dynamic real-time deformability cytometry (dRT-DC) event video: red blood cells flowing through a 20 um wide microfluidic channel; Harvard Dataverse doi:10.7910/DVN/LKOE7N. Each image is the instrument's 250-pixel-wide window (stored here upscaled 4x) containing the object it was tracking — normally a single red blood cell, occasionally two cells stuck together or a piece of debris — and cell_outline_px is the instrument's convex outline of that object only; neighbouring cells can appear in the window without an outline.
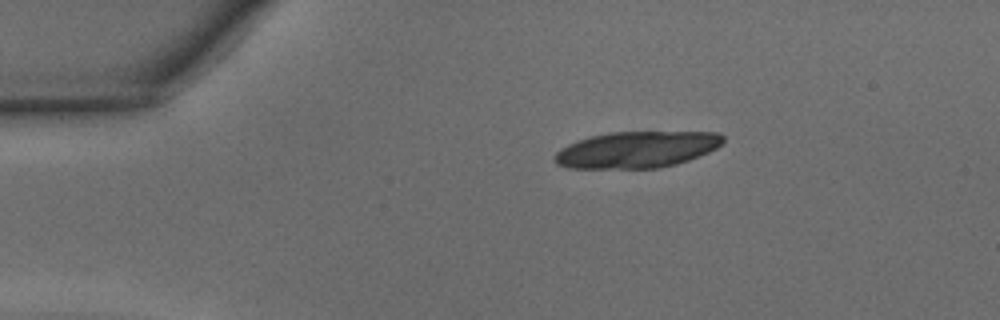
{"species": "common noctule bat (a hibernating species)", "species_latin": "Nyctalus noctula", "temperature_condition": "warm", "stored_images_in_passage": 38, "camera_frame_rate_fps": 3000, "um_per_image_px": 0.085, "animal": {"sex": "male", "body_mass_g": 15.6}, "frame": {"image": 1, "passage_image": 1, "time_ms": 0.0, "image_size_px": [1000, 320], "cell_outline_px": [[724, 140], [716, 148], [708, 152], [688, 160], [676, 164], [660, 168], [568, 168], [556, 164], [556, 152], [560, 148], [568, 144], [592, 136], [608, 132], [716, 132], [724, 136]], "centroid_in_image_um": [54.13, 12.72], "position_along_channel_um": 30.9, "area_um2": 35.55}}
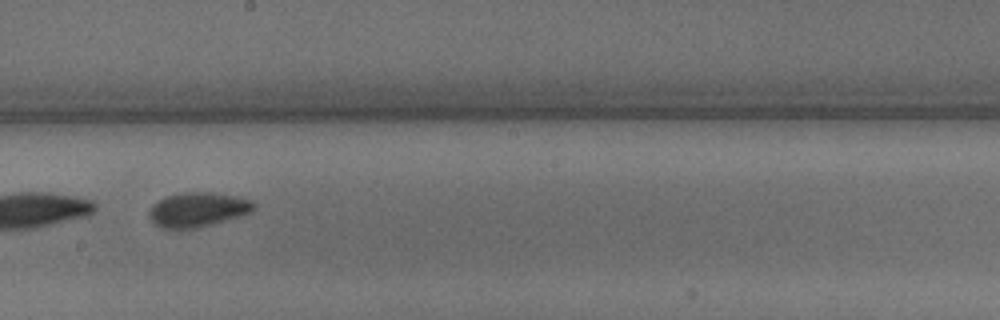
{"frame": {"image": 2, "passage_image": 19, "time_ms": 6.0, "image_size_px": [1000, 320], "cell_outline_px": [[256, 208], [252, 212], [240, 216], [212, 224], [196, 228], [160, 228], [148, 216], [148, 212], [152, 204], [156, 200], [164, 196], [184, 192], [212, 192], [236, 196], [252, 200], [256, 204]], "centroid_in_image_um": [16.81, 17.8], "position_along_channel_um": 231.4, "area_um2": 21.27}}
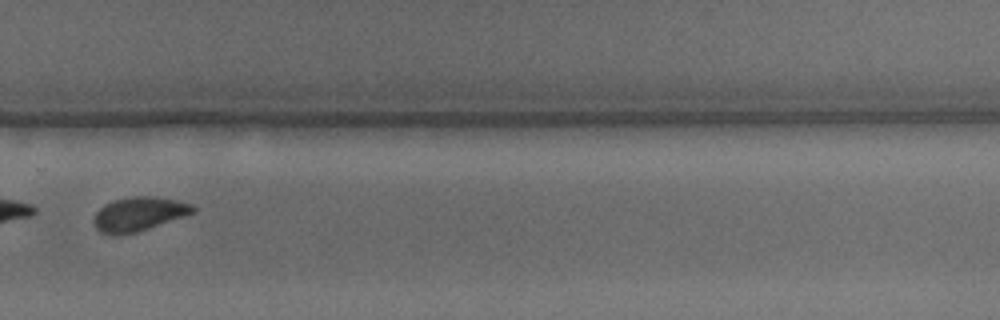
{"frame": {"image": 3, "passage_image": 25, "time_ms": 8.0, "image_size_px": [1000, 320], "cell_outline_px": [[196, 212], [136, 232], [116, 236], [112, 236], [100, 232], [96, 228], [92, 220], [96, 212], [104, 204], [116, 200], [136, 196], [156, 196], [176, 200], [192, 204], [196, 208]], "centroid_in_image_um": [11.78, 18.2], "position_along_channel_um": 318.0, "area_um2": 19.65}, "authors_computed_cell_mechanics": {"area_um2": 20.7791, "velocity_mm_per_s": 4.3374, "shape_relaxation_time_tau1_ms": 2.0146, "shape_relaxation_time_tau2_ms": 1.699, "deformation_change_tau1": 0.1265, "deformation_change_tau2": 0.0567}}